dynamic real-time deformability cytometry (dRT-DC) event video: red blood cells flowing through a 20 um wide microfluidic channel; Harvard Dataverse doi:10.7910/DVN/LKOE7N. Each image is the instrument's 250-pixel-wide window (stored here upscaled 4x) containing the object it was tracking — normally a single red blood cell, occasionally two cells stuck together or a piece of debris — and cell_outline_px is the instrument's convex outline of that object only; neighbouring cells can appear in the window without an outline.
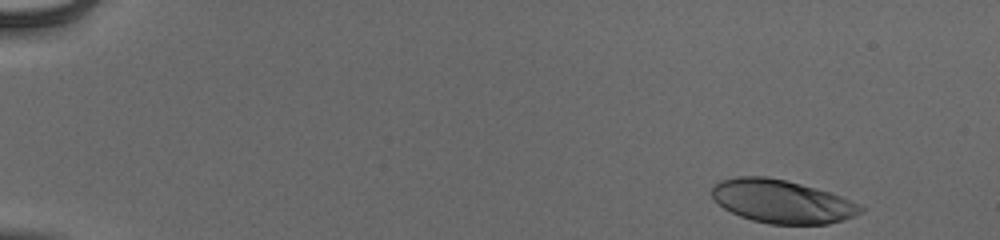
{"species": "human", "species_latin": "Homo sapiens", "temperature_condition": "cold", "stored_images_in_passage": 50, "camera_frame_rate_fps": 3000, "um_per_image_px": 0.085, "donor": {"sex": "male"}, "frame": {"image": 1, "passage_image": 1, "time_ms": 0.0, "image_size_px": [1000, 240], "cell_outline_px": [[864, 212], [856, 216], [844, 220], [828, 224], [768, 224], [752, 220], [740, 216], [724, 208], [712, 200], [712, 188], [720, 180], [740, 176], [764, 176], [784, 180], [800, 184], [828, 192], [840, 196], [860, 204], [864, 208]], "centroid_in_image_um": [66.47, 17.14], "position_along_channel_um": 18.5, "area_um2": 37.45}}
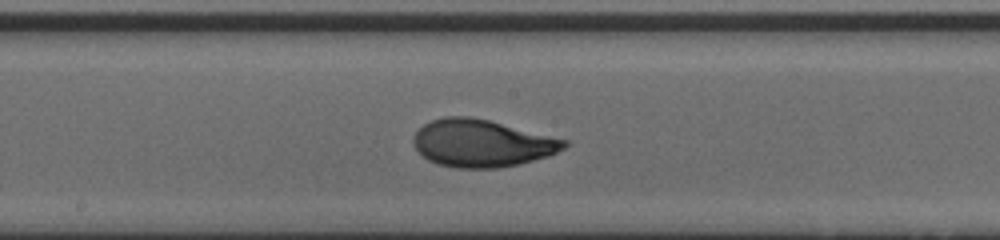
{"frame": {"image": 2, "passage_image": 27, "time_ms": 8.667, "image_size_px": [1000, 240], "cell_outline_px": [[568, 144], [564, 148], [548, 156], [520, 164], [496, 168], [456, 168], [436, 164], [428, 160], [412, 144], [412, 140], [416, 132], [424, 124], [432, 120], [444, 116], [468, 116], [488, 120], [568, 140]], "centroid_in_image_um": [40.94, 12.18], "position_along_channel_um": 207.3, "area_um2": 41.5}}
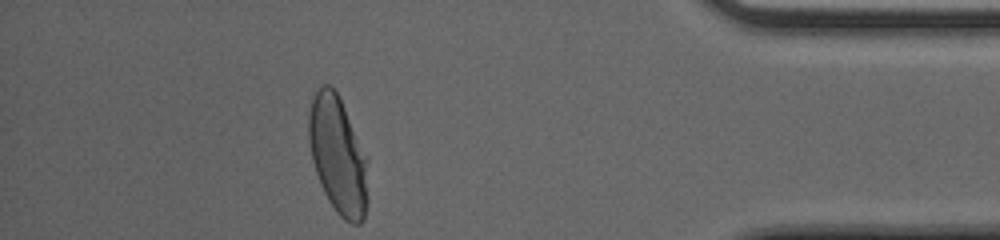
{"frame": {"image": 3, "passage_image": 45, "time_ms": 14.667, "image_size_px": [1000, 240], "cell_outline_px": [[368, 200], [364, 220], [360, 224], [352, 224], [344, 220], [336, 212], [328, 200], [320, 184], [312, 160], [308, 140], [308, 112], [312, 96], [316, 88], [324, 84], [328, 84], [336, 92], [368, 156]], "centroid_in_image_um": [28.73, 13.22], "position_along_channel_um": 406.5, "area_um2": 41.21}, "authors_computed_cell_mechanics": {"area_um2": 40.0554, "velocity_mm_per_s": 3.8982, "shape_relaxation_time_tau1_ms": 3.7772, "shape_relaxation_time_tau2_ms": null, "deformation_change_tau1": 0.1895, "deformation_change_tau2": null}}